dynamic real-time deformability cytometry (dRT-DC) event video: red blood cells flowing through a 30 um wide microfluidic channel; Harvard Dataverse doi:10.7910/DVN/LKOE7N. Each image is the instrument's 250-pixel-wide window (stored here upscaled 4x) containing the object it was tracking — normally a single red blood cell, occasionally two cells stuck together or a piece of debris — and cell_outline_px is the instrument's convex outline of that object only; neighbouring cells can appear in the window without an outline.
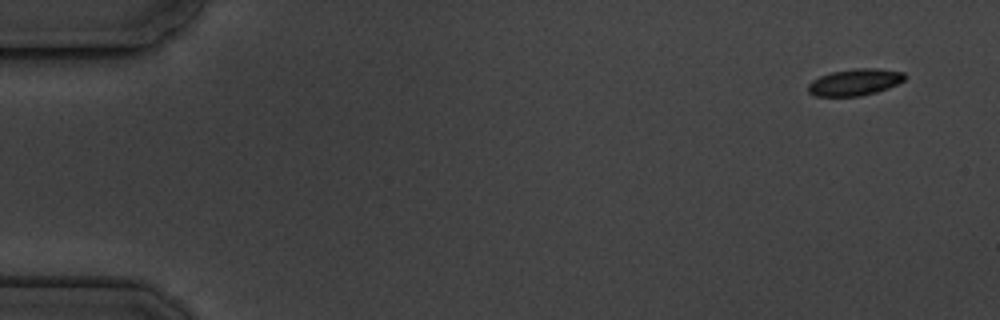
{"species": "common noctule bat (a hibernating species)", "species_latin": "Nyctalus noctula", "temperature_condition": "cold", "stored_images_in_passage": 5, "camera_frame_rate_fps": 3000, "um_per_image_px": 0.085, "animal": {"sex": "male", "body_mass_g": 19.5, "forearm_length_mm": 54.6}, "frame": {"image": 1, "passage_image": 1, "time_ms": 0.0, "image_size_px": [1000, 320], "cell_outline_px": [[908, 76], [904, 80], [888, 88], [876, 92], [860, 96], [812, 96], [808, 92], [808, 84], [812, 80], [820, 76], [832, 72], [856, 68], [876, 68], [904, 72]], "centroid_in_image_um": [72.66, 6.98], "position_along_channel_um": 12.3, "area_um2": 15.09}}
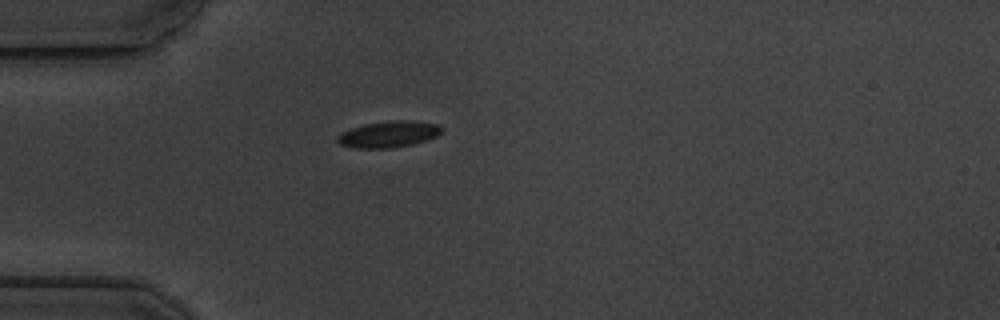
{"frame": {"image": 2, "passage_image": 4, "time_ms": 4.333, "image_size_px": [1000, 320], "cell_outline_px": [[444, 132], [428, 140], [412, 144], [392, 148], [352, 148], [340, 144], [336, 140], [336, 136], [340, 132], [364, 124], [388, 120], [412, 120], [440, 124], [444, 128]], "centroid_in_image_um": [33.06, 11.4], "position_along_channel_um": 51.9, "area_um2": 16.42}}